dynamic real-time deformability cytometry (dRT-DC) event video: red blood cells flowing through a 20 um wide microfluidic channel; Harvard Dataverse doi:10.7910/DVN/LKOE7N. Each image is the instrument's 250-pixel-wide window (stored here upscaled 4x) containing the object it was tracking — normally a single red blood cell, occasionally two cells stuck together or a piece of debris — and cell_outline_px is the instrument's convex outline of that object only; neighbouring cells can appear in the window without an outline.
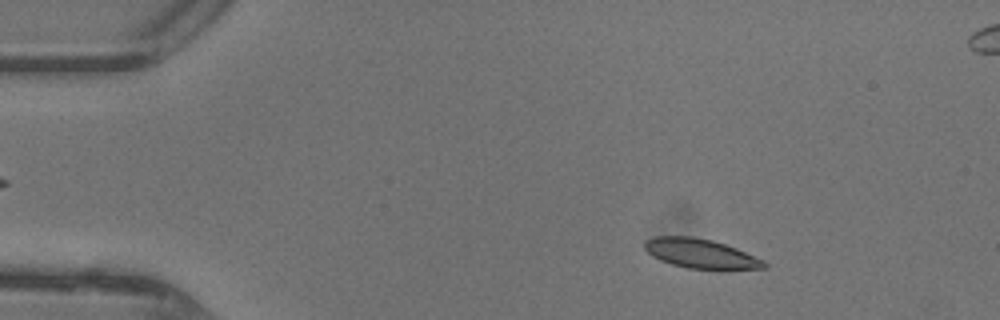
{"species": "common noctule bat (a hibernating species)", "species_latin": "Nyctalus noctula", "temperature_condition": "warm", "stored_images_in_passage": 48, "camera_frame_rate_fps": 3000, "um_per_image_px": 0.085, "animal": {"sex": "female"}, "frame": {"image": 1, "passage_image": 7, "time_ms": 2.0, "image_size_px": [1000, 320], "cell_outline_px": [[768, 268], [688, 268], [672, 264], [660, 260], [652, 256], [644, 248], [644, 240], [656, 236], [692, 236], [712, 240], [736, 248], [764, 260], [768, 264]], "centroid_in_image_um": [59.51, 21.53], "position_along_channel_um": 25.5, "area_um2": 20.17}}
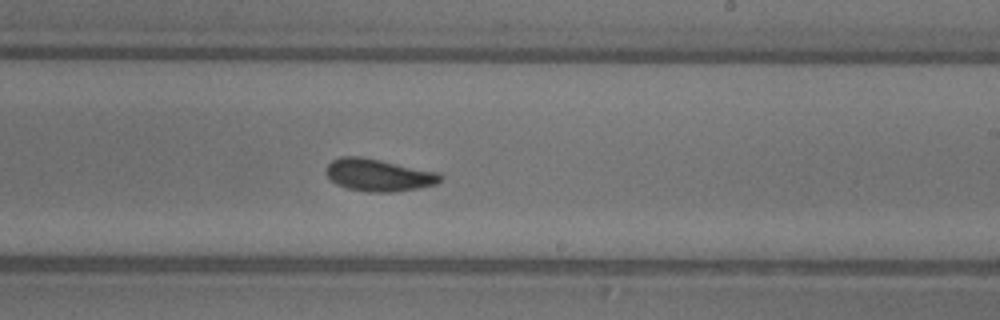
{"frame": {"image": 2, "passage_image": 28, "time_ms": 9.0, "image_size_px": [1000, 320], "cell_outline_px": [[444, 176], [436, 184], [416, 188], [392, 192], [368, 192], [348, 188], [336, 184], [324, 172], [324, 168], [332, 160], [340, 156], [360, 156], [440, 172]], "centroid_in_image_um": [32.16, 14.87], "position_along_channel_um": 256.8, "area_um2": 21.56}}
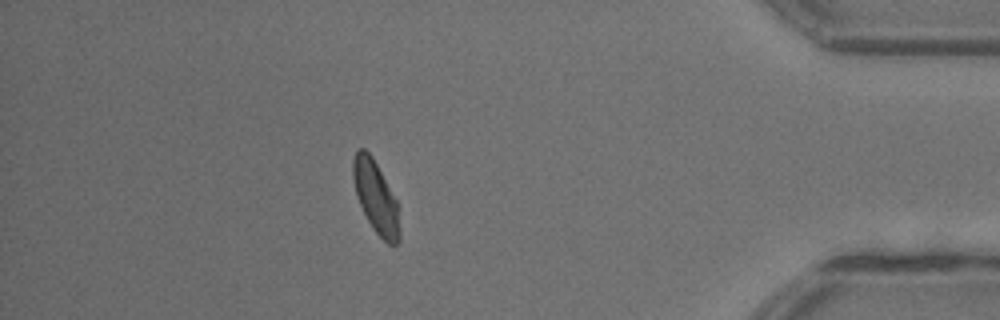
{"frame": {"image": 3, "passage_image": 41, "time_ms": 13.333, "image_size_px": [1000, 320], "cell_outline_px": [[400, 240], [396, 244], [388, 244], [372, 228], [356, 196], [352, 176], [352, 160], [356, 152], [360, 148], [364, 148], [372, 156], [396, 200], [400, 228]], "centroid_in_image_um": [31.93, 16.76], "position_along_channel_um": 403.3, "area_um2": 19.31}, "authors_computed_cell_mechanics": {"area_um2": 20.7213, "velocity_mm_per_s": 4.4049, "shape_relaxation_time_tau1_ms": 2.9416, "shape_relaxation_time_tau2_ms": 2.0263, "deformation_change_tau1": 0.1375, "deformation_change_tau2": 0.0866}}